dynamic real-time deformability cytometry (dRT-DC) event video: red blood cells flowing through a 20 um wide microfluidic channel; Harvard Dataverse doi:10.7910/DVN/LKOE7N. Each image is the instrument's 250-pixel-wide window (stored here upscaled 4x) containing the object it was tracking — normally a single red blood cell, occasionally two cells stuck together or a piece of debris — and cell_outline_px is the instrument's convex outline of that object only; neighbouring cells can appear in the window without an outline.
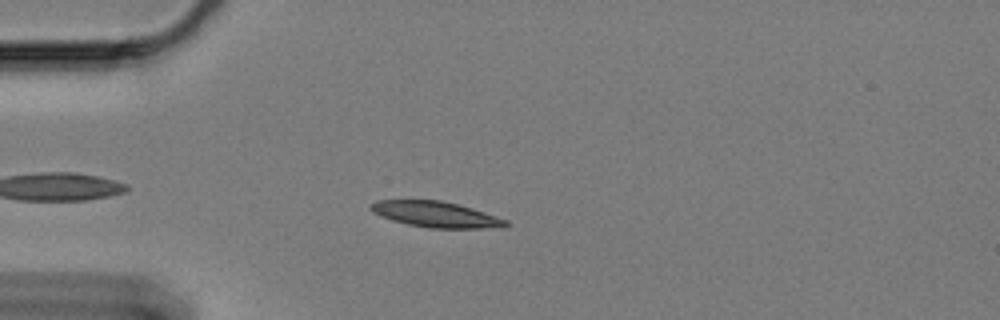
{"species": "Egyptian fruit bat (a non-hibernating species)", "species_latin": "Rousettus aegyptiacus", "temperature_condition": "cold", "stored_images_in_passage": 48, "camera_frame_rate_fps": 3000, "um_per_image_px": 0.085, "animal": {"sex": "female"}, "frame": {"image": 1, "passage_image": 7, "time_ms": 2.0, "image_size_px": [1000, 320], "cell_outline_px": [[508, 224], [504, 228], [428, 228], [408, 224], [392, 220], [372, 212], [368, 208], [376, 200], [440, 200], [472, 208], [508, 220]], "centroid_in_image_um": [37.06, 18.23], "position_along_channel_um": 47.9, "area_um2": 20.23}}
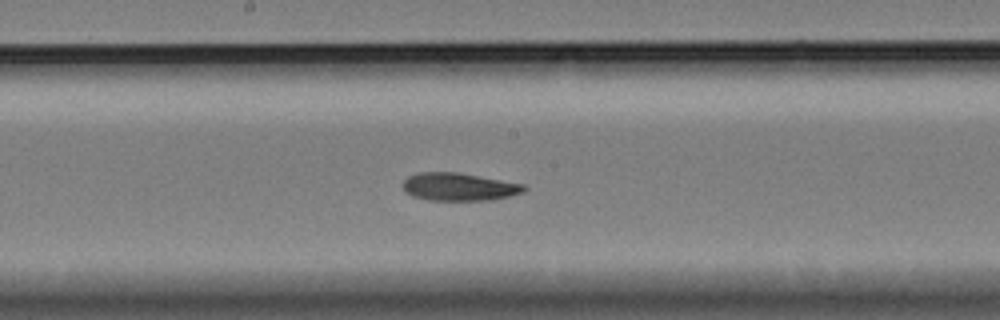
{"frame": {"image": 2, "passage_image": 23, "time_ms": 7.333, "image_size_px": [1000, 320], "cell_outline_px": [[528, 188], [524, 192], [492, 200], [428, 200], [412, 196], [404, 188], [404, 180], [408, 176], [420, 172], [456, 172], [524, 184]], "centroid_in_image_um": [39.04, 15.88], "position_along_channel_um": 209.2, "area_um2": 19.48}}
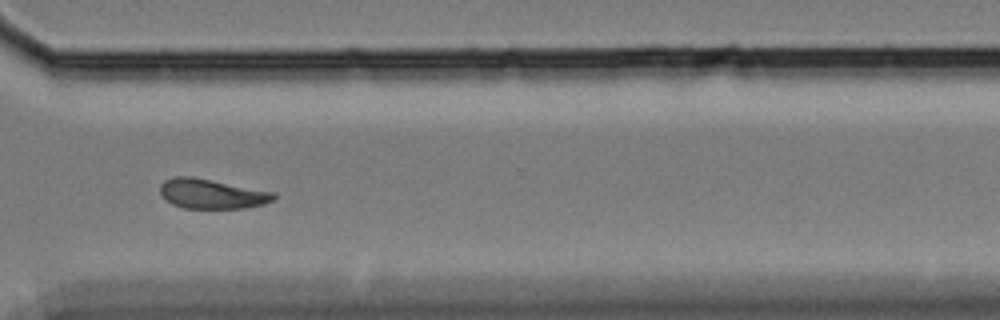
{"frame": {"image": 3, "passage_image": 36, "time_ms": 11.667, "image_size_px": [1000, 320], "cell_outline_px": [[276, 200], [264, 204], [244, 208], [184, 208], [172, 204], [164, 200], [160, 196], [160, 184], [164, 180], [172, 176], [192, 176], [276, 192]], "centroid_in_image_um": [17.99, 16.47], "position_along_channel_um": 352.6, "area_um2": 20.06}, "authors_computed_cell_mechanics": {"area_um2": 20.1144, "velocity_mm_per_s": 3.3181, "shape_relaxation_time_tau1_ms": 7.5804, "shape_relaxation_time_tau2_ms": 7.1769, "deformation_change_tau1": 0.1642, "deformation_change_tau2": 0.1238}}